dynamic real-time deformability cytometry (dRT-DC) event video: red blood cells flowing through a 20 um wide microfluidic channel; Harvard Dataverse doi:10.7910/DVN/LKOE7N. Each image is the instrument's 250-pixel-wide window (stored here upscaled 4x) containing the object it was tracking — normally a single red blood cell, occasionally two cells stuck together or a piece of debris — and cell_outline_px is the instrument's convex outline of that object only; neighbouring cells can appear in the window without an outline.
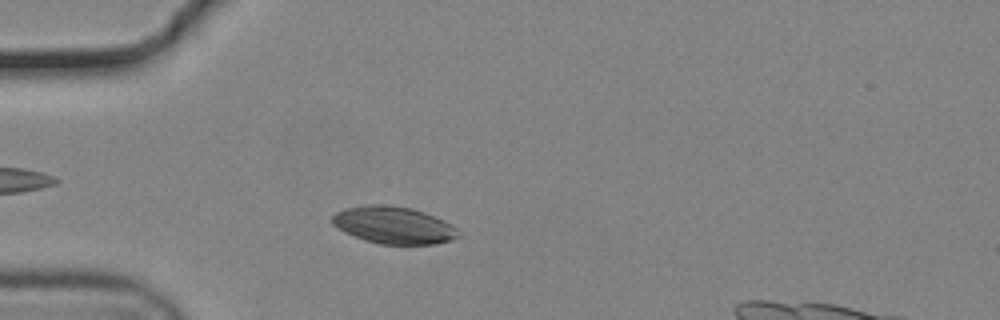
{"species": "common noctule bat (a hibernating species)", "species_latin": "Nyctalus noctula", "temperature_condition": "cold", "stored_images_in_passage": 43, "camera_frame_rate_fps": 3000, "um_per_image_px": 0.085, "animal": {"sex": "male", "body_mass_g": 19.2, "forearm_length_mm": 51.8}, "frame": {"image": 1, "passage_image": 8, "time_ms": 2.333, "image_size_px": [1000, 320], "cell_outline_px": [[464, 236], [452, 240], [436, 244], [380, 244], [364, 240], [344, 232], [332, 224], [332, 216], [336, 212], [344, 208], [364, 204], [388, 204], [412, 208], [424, 212], [444, 220], [452, 224]], "centroid_in_image_um": [33.49, 19.13], "position_along_channel_um": 51.5, "area_um2": 27.8}}
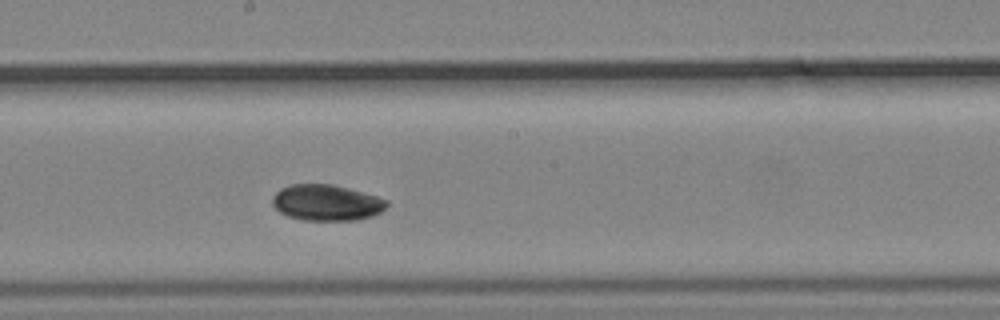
{"frame": {"image": 2, "passage_image": 23, "time_ms": 7.333, "image_size_px": [1000, 320], "cell_outline_px": [[388, 204], [380, 212], [372, 216], [356, 220], [300, 220], [288, 216], [280, 212], [272, 204], [272, 196], [280, 188], [288, 184], [332, 184], [348, 188], [376, 196], [388, 200]], "centroid_in_image_um": [27.72, 17.22], "position_along_channel_um": 220.5, "area_um2": 24.04}}
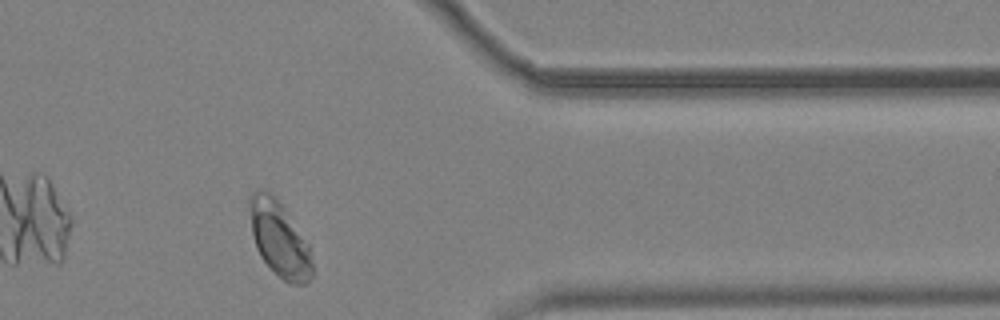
{"frame": {"image": 3, "passage_image": 38, "time_ms": 12.333, "image_size_px": [1000, 320], "cell_outline_px": [[312, 276], [304, 284], [288, 284], [272, 272], [260, 256], [256, 248], [252, 232], [248, 208], [248, 196], [252, 192], [260, 188], [264, 188], [276, 196], [308, 244], [312, 260]], "centroid_in_image_um": [23.7, 20.29], "position_along_channel_um": 387.7, "area_um2": 27.8}, "authors_computed_cell_mechanics": {"area_um2": 25.7788, "velocity_mm_per_s": 3.645, "shape_relaxation_time_tau1_ms": 2.557, "shape_relaxation_time_tau2_ms": null, "deformation_change_tau1": 0.1069, "deformation_change_tau2": null}}